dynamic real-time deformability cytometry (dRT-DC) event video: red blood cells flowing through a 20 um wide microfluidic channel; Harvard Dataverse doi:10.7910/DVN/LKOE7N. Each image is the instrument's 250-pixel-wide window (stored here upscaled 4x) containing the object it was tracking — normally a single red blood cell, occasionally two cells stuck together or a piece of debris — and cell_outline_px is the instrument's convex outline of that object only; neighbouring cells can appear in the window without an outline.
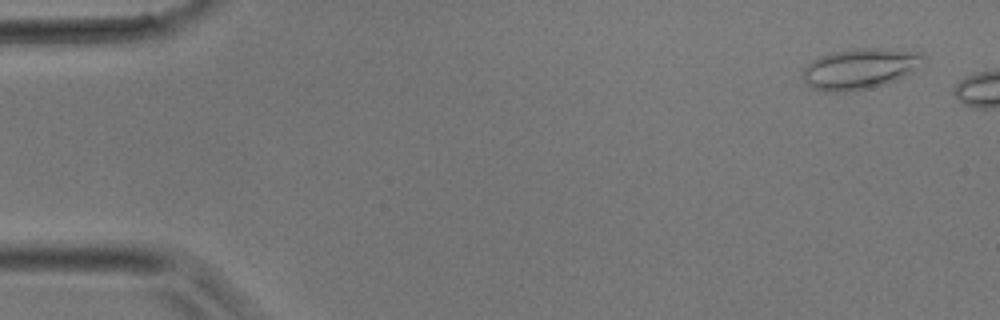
{"species": "common noctule bat (a hibernating species)", "species_latin": "Nyctalus noctula", "temperature_condition": "room temperature", "stored_images_in_passage": 5, "camera_frame_rate_fps": 3000, "um_per_image_px": 0.085, "animal": {"sex": "male", "body_mass_g": 17.9}, "frame": {"image": 1, "passage_image": 2, "time_ms": 0.333, "image_size_px": [1000, 320], "cell_outline_px": [[928, 64], [896, 80], [884, 84], [844, 92], [828, 92], [816, 88], [808, 84], [804, 80], [804, 68], [812, 60], [820, 56], [832, 52], [860, 48], [872, 48], [920, 52], [928, 60]], "centroid_in_image_um": [73.18, 5.82], "position_along_channel_um": 11.8, "area_um2": 28.38}}